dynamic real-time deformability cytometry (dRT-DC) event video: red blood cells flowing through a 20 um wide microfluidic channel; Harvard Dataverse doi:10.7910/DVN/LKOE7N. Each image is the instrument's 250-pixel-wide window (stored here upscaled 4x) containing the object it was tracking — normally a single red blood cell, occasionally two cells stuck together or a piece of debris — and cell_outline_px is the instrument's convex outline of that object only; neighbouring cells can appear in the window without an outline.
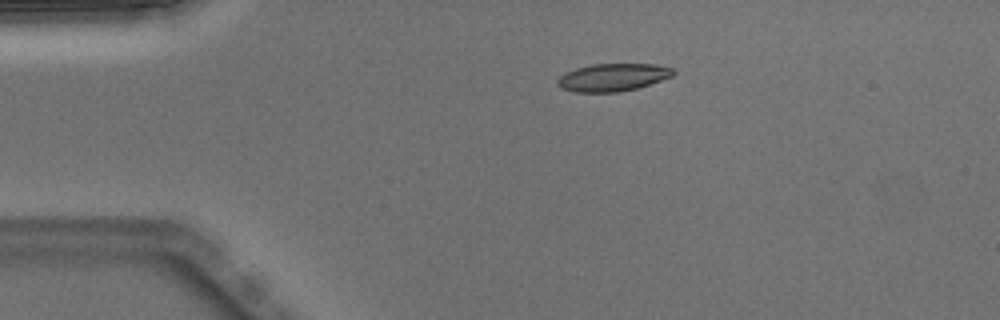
{"species": "Egyptian fruit bat (a non-hibernating species)", "species_latin": "Rousettus aegyptiacus", "temperature_condition": "warm", "stored_images_in_passage": 2, "camera_frame_rate_fps": 3000, "um_per_image_px": 0.085, "animal": {"sex": "male"}, "frame": {"image": 1, "passage_image": 1, "time_ms": 0.0, "image_size_px": [1000, 320], "cell_outline_px": [[676, 72], [672, 76], [636, 88], [620, 92], [576, 92], [560, 88], [556, 84], [556, 80], [560, 76], [576, 68], [592, 64], [656, 64], [672, 68]], "centroid_in_image_um": [52.06, 6.57], "position_along_channel_um": 32.9, "area_um2": 18.55}}